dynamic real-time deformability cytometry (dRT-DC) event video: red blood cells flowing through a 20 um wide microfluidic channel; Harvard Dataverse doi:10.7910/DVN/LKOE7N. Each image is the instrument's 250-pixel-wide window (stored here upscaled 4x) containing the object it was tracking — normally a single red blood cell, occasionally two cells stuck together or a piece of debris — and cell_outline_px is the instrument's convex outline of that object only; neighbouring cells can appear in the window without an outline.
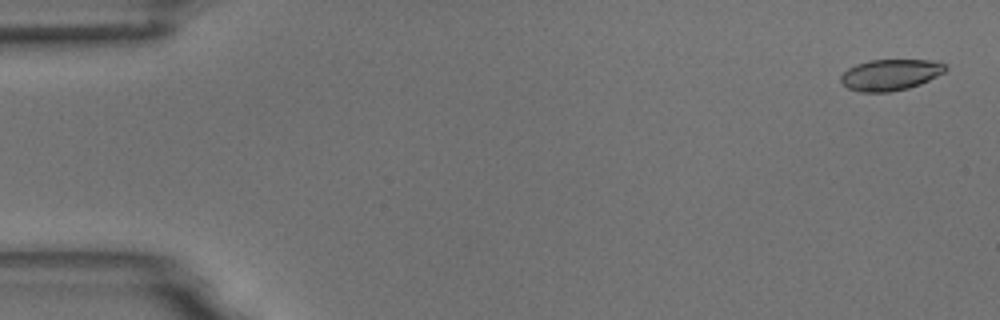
{"species": "common noctule bat (a hibernating species)", "species_latin": "Nyctalus noctula", "temperature_condition": "room temperature", "stored_images_in_passage": 5, "camera_frame_rate_fps": 3000, "um_per_image_px": 0.085, "animal": {"sex": "male", "body_mass_g": 18.8}, "frame": {"image": 1, "passage_image": 1, "time_ms": 0.0, "image_size_px": [1000, 320], "cell_outline_px": [[948, 68], [944, 72], [920, 84], [908, 88], [888, 92], [860, 92], [848, 88], [840, 80], [840, 76], [848, 68], [856, 64], [868, 60], [940, 60], [948, 64]], "centroid_in_image_um": [75.71, 6.34], "position_along_channel_um": 9.3, "area_um2": 19.13}}
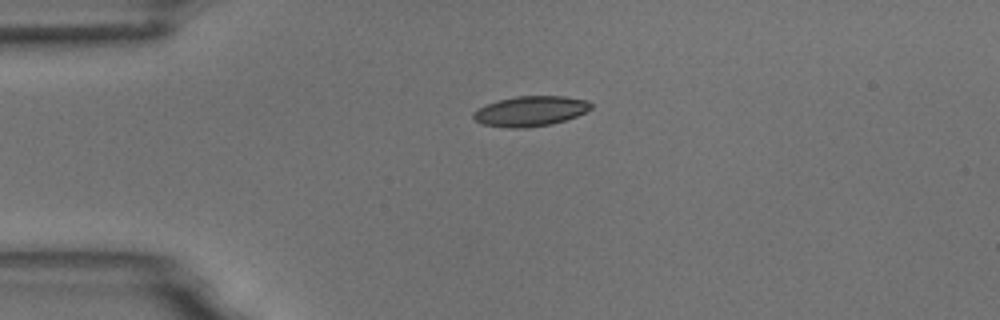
{"frame": {"image": 2, "passage_image": 4, "time_ms": 3.667, "image_size_px": [1000, 320], "cell_outline_px": [[592, 108], [576, 116], [552, 124], [524, 128], [508, 128], [484, 124], [476, 120], [472, 116], [472, 112], [488, 104], [500, 100], [516, 96], [564, 96], [588, 100], [592, 104]], "centroid_in_image_um": [45.11, 9.44], "position_along_channel_um": 39.9, "area_um2": 20.46}}